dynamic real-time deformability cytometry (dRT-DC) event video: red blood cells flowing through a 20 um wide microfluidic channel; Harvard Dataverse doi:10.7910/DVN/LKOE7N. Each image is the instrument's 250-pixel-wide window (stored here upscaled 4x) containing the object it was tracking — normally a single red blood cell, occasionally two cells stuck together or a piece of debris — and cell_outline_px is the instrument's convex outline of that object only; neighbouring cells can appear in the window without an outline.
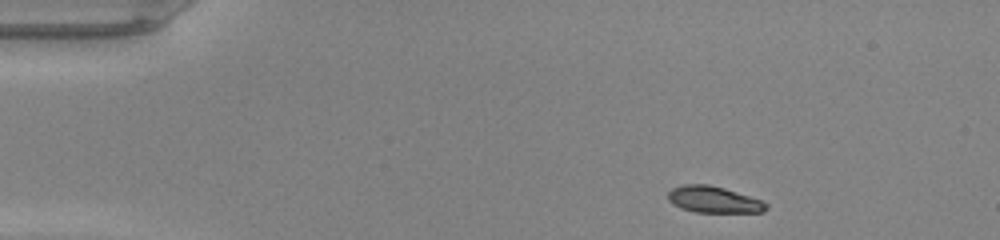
{"species": "common noctule bat (a hibernating species)", "species_latin": "Nyctalus noctula", "temperature_condition": "warm", "stored_images_in_passage": 42, "camera_frame_rate_fps": 3000, "um_per_image_px": 0.085, "animal": {"sex": "male", "body_mass_g": 20.0, "forearm_length_mm": 53.3}, "frame": {"image": 1, "passage_image": 1, "time_ms": 0.0, "image_size_px": [1000, 240], "cell_outline_px": [[768, 208], [764, 212], [696, 212], [680, 208], [672, 204], [668, 200], [668, 192], [672, 188], [684, 184], [708, 184], [724, 188], [760, 200], [768, 204]], "centroid_in_image_um": [60.63, 16.97], "position_along_channel_um": 24.4, "area_um2": 15.09}}
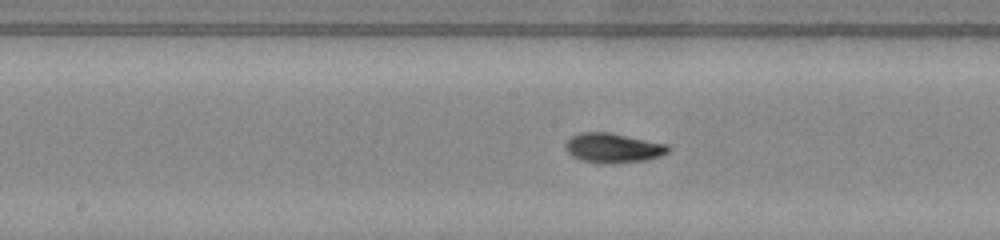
{"frame": {"image": 2, "passage_image": 19, "time_ms": 6.0, "image_size_px": [1000, 240], "cell_outline_px": [[668, 152], [660, 156], [644, 160], [612, 164], [600, 164], [580, 160], [572, 156], [564, 148], [564, 144], [572, 136], [580, 132], [612, 132], [668, 144]], "centroid_in_image_um": [52.08, 12.57], "position_along_channel_um": 196.1, "area_um2": 17.98}}
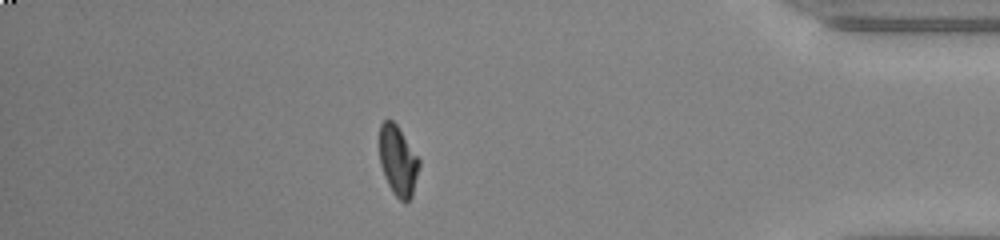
{"frame": {"image": 3, "passage_image": 36, "time_ms": 11.667, "image_size_px": [1000, 240], "cell_outline_px": [[420, 164], [412, 196], [404, 204], [392, 192], [384, 176], [380, 164], [380, 124], [384, 120], [392, 120], [396, 124], [420, 160]], "centroid_in_image_um": [33.83, 13.69], "position_along_channel_um": 401.4, "area_um2": 16.07}, "authors_computed_cell_mechanics": {"area_um2": 16.5308, "velocity_mm_per_s": 4.2785, "shape_relaxation_time_tau1_ms": 3.5147, "shape_relaxation_time_tau2_ms": 1.6772, "deformation_change_tau1": 0.1794, "deformation_change_tau2": 0.0513}}